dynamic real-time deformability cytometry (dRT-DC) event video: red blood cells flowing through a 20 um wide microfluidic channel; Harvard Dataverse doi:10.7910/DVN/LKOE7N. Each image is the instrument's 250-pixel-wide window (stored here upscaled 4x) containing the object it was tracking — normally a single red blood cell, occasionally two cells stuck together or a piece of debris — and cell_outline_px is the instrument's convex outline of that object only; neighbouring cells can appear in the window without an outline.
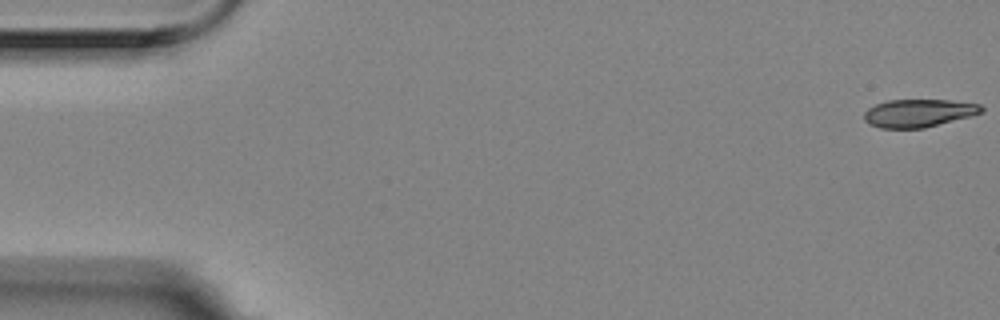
{"species": "Egyptian fruit bat (a non-hibernating species)", "species_latin": "Rousettus aegyptiacus", "temperature_condition": "room temperature", "stored_images_in_passage": 14, "camera_frame_rate_fps": 3000, "um_per_image_px": 0.085, "animal": {"sex": "female"}, "frame": {"image": 1, "passage_image": 1, "time_ms": 0.0, "image_size_px": [1000, 320], "cell_outline_px": [[984, 108], [980, 112], [968, 116], [924, 128], [880, 128], [868, 124], [864, 120], [864, 112], [868, 108], [876, 104], [888, 100], [948, 100], [980, 104]], "centroid_in_image_um": [78.01, 9.61], "position_along_channel_um": 7.0, "area_um2": 18.84}}